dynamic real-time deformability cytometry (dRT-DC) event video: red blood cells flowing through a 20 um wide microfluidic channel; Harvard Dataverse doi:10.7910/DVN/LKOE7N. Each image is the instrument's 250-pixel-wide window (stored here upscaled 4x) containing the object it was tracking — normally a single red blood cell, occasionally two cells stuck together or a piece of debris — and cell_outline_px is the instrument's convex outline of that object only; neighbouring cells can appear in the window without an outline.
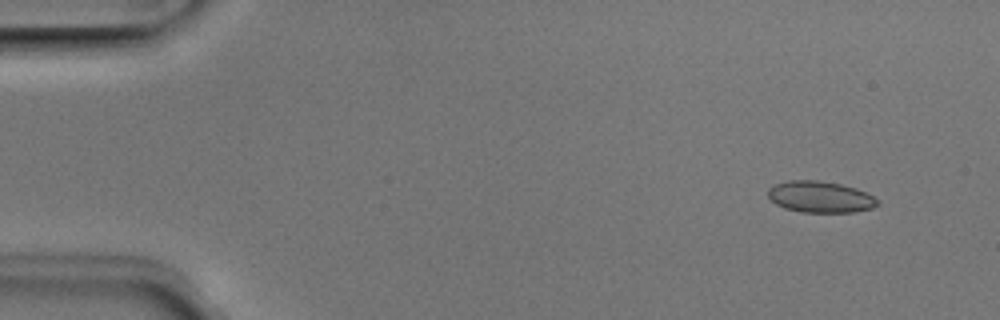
{"species": "Egyptian fruit bat (a non-hibernating species)", "species_latin": "Rousettus aegyptiacus", "temperature_condition": "room temperature", "stored_images_in_passage": 5, "camera_frame_rate_fps": 3000, "um_per_image_px": 0.085, "animal": {"sex": "male"}, "frame": {"image": 1, "passage_image": 2, "time_ms": 0.333, "image_size_px": [1000, 320], "cell_outline_px": [[880, 204], [872, 208], [856, 212], [800, 212], [784, 208], [776, 204], [768, 196], [768, 188], [776, 184], [788, 180], [816, 180], [840, 184], [856, 188], [880, 200]], "centroid_in_image_um": [69.73, 16.74], "position_along_channel_um": 15.3, "area_um2": 20.06}}
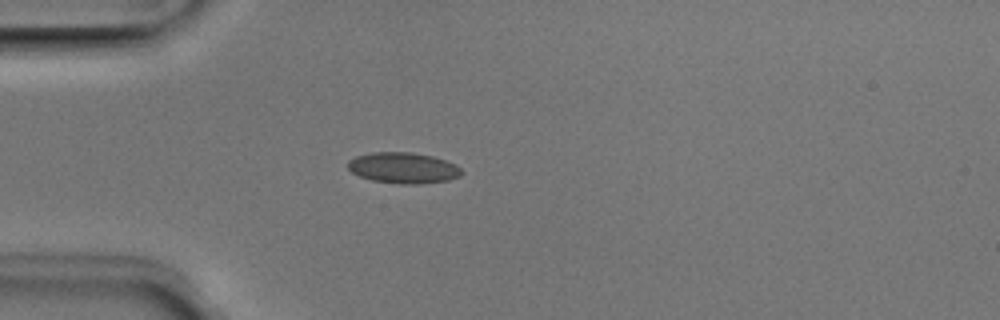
{"frame": {"image": 2, "passage_image": 4, "time_ms": 1.0, "image_size_px": [1000, 320], "cell_outline_px": [[464, 172], [460, 176], [448, 180], [416, 184], [400, 184], [372, 180], [360, 176], [352, 172], [348, 168], [348, 160], [356, 156], [372, 152], [412, 152], [432, 156], [456, 164]], "centroid_in_image_um": [34.28, 14.26], "position_along_channel_um": 50.7, "area_um2": 20.46}}